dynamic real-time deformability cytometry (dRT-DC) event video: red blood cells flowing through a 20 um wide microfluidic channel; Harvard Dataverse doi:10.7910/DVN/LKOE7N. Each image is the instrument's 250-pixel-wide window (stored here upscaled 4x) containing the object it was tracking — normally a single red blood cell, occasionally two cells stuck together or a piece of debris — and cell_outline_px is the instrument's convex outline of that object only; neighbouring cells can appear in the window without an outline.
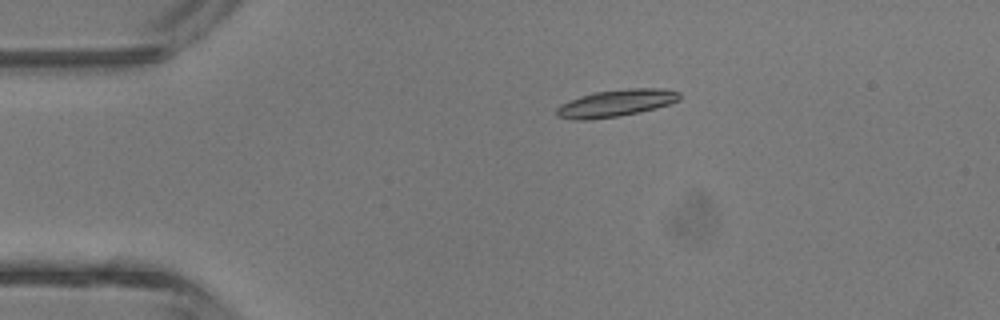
{"species": "common noctule bat (a hibernating species)", "species_latin": "Nyctalus noctula", "temperature_condition": "room temperature", "stored_images_in_passage": 4, "camera_frame_rate_fps": 3000, "um_per_image_px": 0.085, "animal": {"sex": "male", "body_mass_g": 13.3}, "frame": {"image": 1, "passage_image": 3, "time_ms": 2.333, "image_size_px": [1000, 320], "cell_outline_px": [[680, 100], [656, 108], [640, 112], [616, 116], [588, 120], [572, 120], [556, 116], [556, 108], [560, 104], [580, 96], [596, 92], [628, 88], [664, 88], [680, 92]], "centroid_in_image_um": [52.35, 8.76], "position_along_channel_um": 32.6, "area_um2": 19.42}}